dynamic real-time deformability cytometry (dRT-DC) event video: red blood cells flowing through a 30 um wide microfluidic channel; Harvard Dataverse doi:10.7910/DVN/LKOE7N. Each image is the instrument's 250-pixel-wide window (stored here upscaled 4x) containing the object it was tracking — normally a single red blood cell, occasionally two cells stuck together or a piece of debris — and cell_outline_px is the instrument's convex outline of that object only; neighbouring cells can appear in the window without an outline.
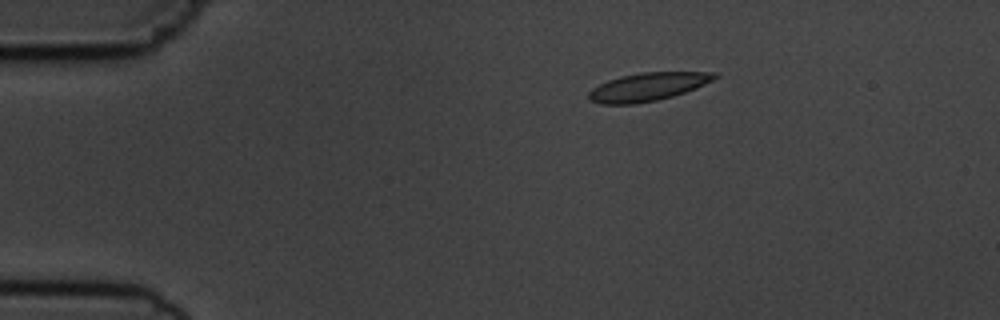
{"species": "common noctule bat (a hibernating species)", "species_latin": "Nyctalus noctula", "temperature_condition": "cold", "stored_images_in_passage": 3, "camera_frame_rate_fps": 3000, "um_per_image_px": 0.085, "animal": {"sex": "male", "body_mass_g": 19.5, "forearm_length_mm": 54.6}, "frame": {"image": 1, "passage_image": 1, "time_ms": 0.0, "image_size_px": [1000, 320], "cell_outline_px": [[720, 76], [696, 88], [672, 96], [656, 100], [636, 104], [600, 104], [592, 100], [588, 96], [588, 92], [592, 88], [608, 80], [620, 76], [640, 72], [716, 72]], "centroid_in_image_um": [55.06, 7.37], "position_along_channel_um": 29.9, "area_um2": 20.58}}
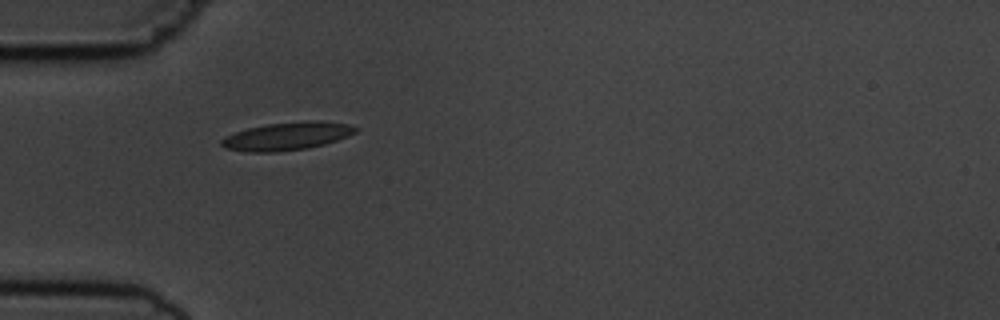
{"frame": {"image": 2, "passage_image": 3, "time_ms": 2.333, "image_size_px": [1000, 320], "cell_outline_px": [[360, 128], [356, 132], [348, 136], [324, 144], [308, 148], [276, 152], [248, 152], [224, 148], [220, 144], [220, 140], [224, 136], [248, 128], [268, 124], [308, 120], [316, 120], [348, 124]], "centroid_in_image_um": [24.39, 11.57], "position_along_channel_um": 60.6, "area_um2": 21.91}}